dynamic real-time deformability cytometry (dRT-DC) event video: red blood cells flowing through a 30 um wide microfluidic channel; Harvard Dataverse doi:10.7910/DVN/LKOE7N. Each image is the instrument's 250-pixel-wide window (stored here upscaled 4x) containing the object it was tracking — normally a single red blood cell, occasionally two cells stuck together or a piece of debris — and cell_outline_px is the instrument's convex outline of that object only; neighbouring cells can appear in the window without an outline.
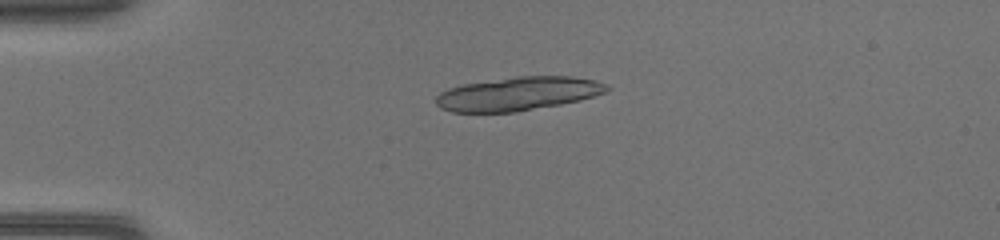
{"species": "common noctule bat (a hibernating species)", "species_latin": "Nyctalus noctula", "temperature_condition": "warm", "stored_images_in_passage": 46, "segment_of_instrument_passage": [1, 2], "camera_frame_rate_fps": 3000, "um_per_image_px": 0.085, "animal": {"sex": "female", "body_mass_g": 17.0, "forearm_length_mm": 48.0}, "frame": {"image": 1, "passage_image": 12, "time_ms": 3.667, "image_size_px": [1000, 240], "cell_outline_px": [[612, 88], [604, 92], [580, 100], [560, 104], [516, 112], [452, 112], [440, 108], [436, 104], [436, 96], [440, 92], [448, 88], [464, 84], [516, 76], [572, 76], [596, 80]], "centroid_in_image_um": [44.01, 7.96], "position_along_channel_um": 41.0, "area_um2": 33.41}}